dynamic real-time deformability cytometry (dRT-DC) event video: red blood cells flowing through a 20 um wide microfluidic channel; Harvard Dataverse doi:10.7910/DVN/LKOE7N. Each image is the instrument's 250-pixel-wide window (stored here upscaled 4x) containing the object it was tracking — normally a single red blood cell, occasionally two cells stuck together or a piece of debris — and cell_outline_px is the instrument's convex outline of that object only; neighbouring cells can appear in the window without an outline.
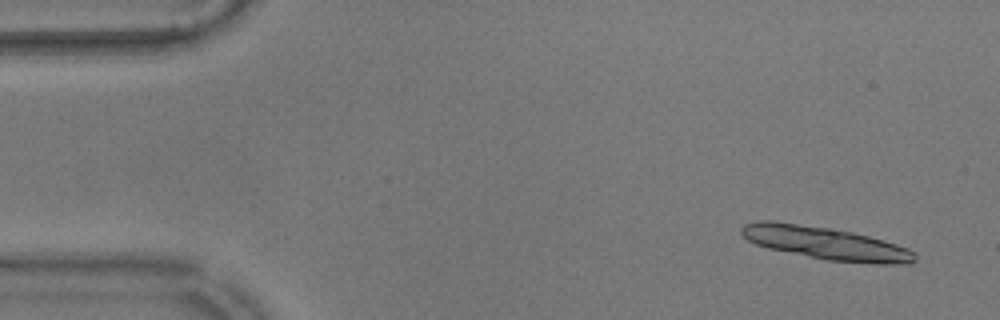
{"species": "common noctule bat (a hibernating species)", "species_latin": "Nyctalus noctula", "temperature_condition": "warm", "stored_images_in_passage": 12, "camera_frame_rate_fps": 3000, "um_per_image_px": 0.085, "animal": {"sex": "male", "body_mass_g": 17.9}, "frame": {"image": 1, "passage_image": 1, "time_ms": 0.0, "image_size_px": [1000, 320], "cell_outline_px": [[916, 260], [904, 264], [884, 264], [828, 260], [768, 248], [756, 244], [748, 240], [740, 232], [740, 228], [744, 224], [760, 220], [772, 220], [828, 228], [852, 232], [868, 236], [896, 244], [908, 248], [916, 252]], "centroid_in_image_um": [70.16, 20.66], "position_along_channel_um": 14.8, "area_um2": 32.77}}